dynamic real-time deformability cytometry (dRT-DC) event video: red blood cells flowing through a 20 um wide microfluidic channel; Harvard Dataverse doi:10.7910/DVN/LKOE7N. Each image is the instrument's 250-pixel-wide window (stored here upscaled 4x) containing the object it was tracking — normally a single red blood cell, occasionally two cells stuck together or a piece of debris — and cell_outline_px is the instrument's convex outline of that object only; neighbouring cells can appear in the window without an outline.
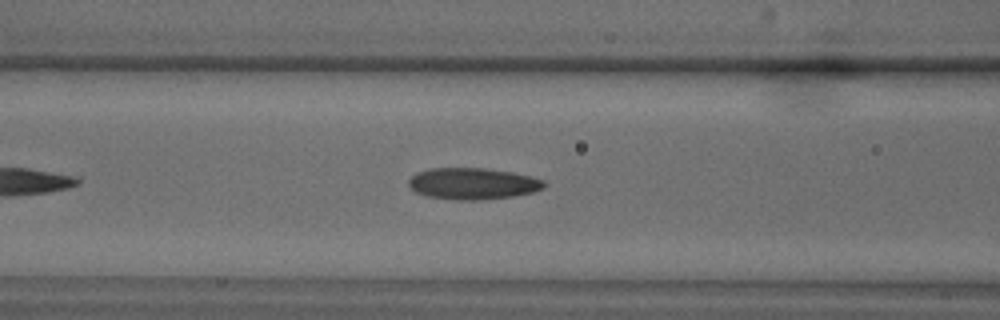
{"species": "common noctule bat (a hibernating species)", "species_latin": "Nyctalus noctula", "temperature_condition": "warm", "stored_images_in_passage": 18, "camera_frame_rate_fps": 3000, "um_per_image_px": 0.085, "animal": {"sex": "male", "body_mass_g": 18.8}, "frame": {"image": 1, "passage_image": 12, "time_ms": 3.667, "image_size_px": [1000, 320], "cell_outline_px": [[548, 184], [544, 188], [532, 192], [512, 196], [480, 200], [456, 200], [424, 196], [416, 192], [408, 184], [408, 180], [416, 172], [428, 168], [484, 168], [512, 172], [532, 176], [544, 180]], "centroid_in_image_um": [40.18, 15.6], "position_along_channel_um": 126.4, "area_um2": 25.09}}
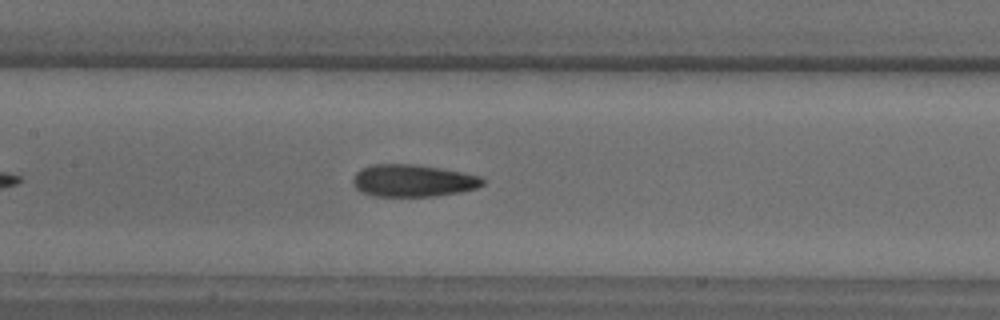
{"frame": {"image": 2, "passage_image": 14, "time_ms": 4.333, "image_size_px": [1000, 320], "cell_outline_px": [[484, 184], [476, 188], [460, 192], [436, 196], [372, 196], [360, 192], [356, 188], [352, 180], [356, 172], [360, 168], [372, 164], [416, 164], [440, 168], [480, 176], [484, 180]], "centroid_in_image_um": [35.06, 15.35], "position_along_channel_um": 172.3, "area_um2": 24.45}}
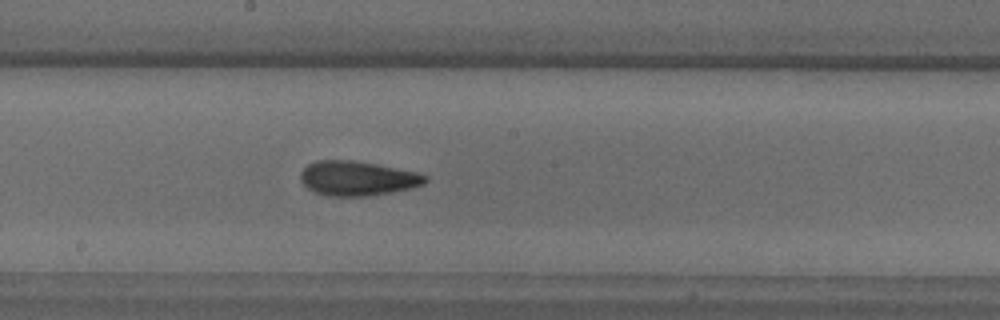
{"frame": {"image": 3, "passage_image": 16, "time_ms": 5.0, "image_size_px": [1000, 320], "cell_outline_px": [[428, 180], [424, 184], [412, 188], [368, 196], [328, 196], [316, 192], [308, 188], [300, 180], [300, 172], [308, 164], [316, 160], [352, 160], [416, 172], [428, 176]], "centroid_in_image_um": [30.37, 15.16], "position_along_channel_um": 217.8, "area_um2": 24.97}}